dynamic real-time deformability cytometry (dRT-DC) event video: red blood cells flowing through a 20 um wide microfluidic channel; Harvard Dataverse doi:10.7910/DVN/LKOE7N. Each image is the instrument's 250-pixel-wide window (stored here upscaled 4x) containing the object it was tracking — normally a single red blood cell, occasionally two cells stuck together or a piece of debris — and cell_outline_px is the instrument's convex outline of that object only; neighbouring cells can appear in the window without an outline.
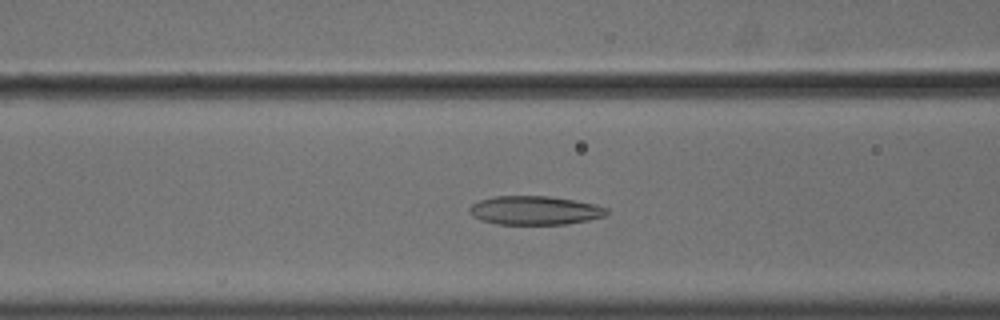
{"species": "common noctule bat (a hibernating species)", "species_latin": "Nyctalus noctula", "temperature_condition": "cold", "stored_images_in_passage": 57, "camera_frame_rate_fps": 3000, "um_per_image_px": 0.085, "animal": {"sex": "male", "body_mass_g": 18.8}, "frame": {"image": 1, "passage_image": 24, "time_ms": 7.667, "image_size_px": [1000, 320], "cell_outline_px": [[608, 212], [604, 216], [588, 220], [568, 224], [496, 224], [480, 220], [472, 216], [468, 212], [468, 208], [472, 204], [480, 200], [496, 196], [548, 196], [596, 204], [608, 208]], "centroid_in_image_um": [45.43, 17.89], "position_along_channel_um": 121.2, "area_um2": 23.06}}
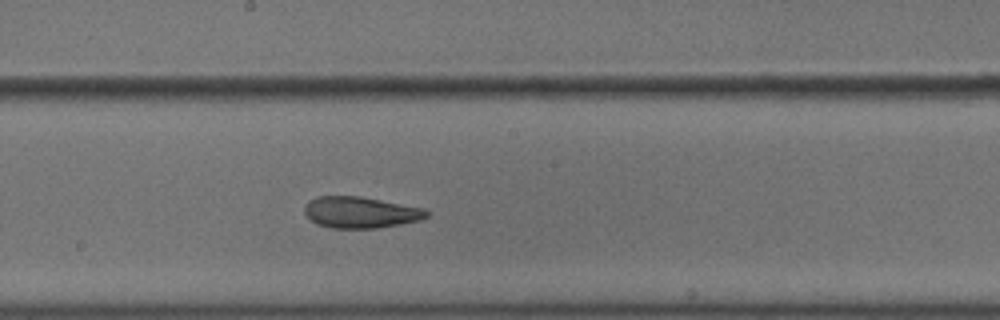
{"frame": {"image": 2, "passage_image": 32, "time_ms": 10.333, "image_size_px": [1000, 320], "cell_outline_px": [[428, 216], [420, 220], [400, 224], [376, 228], [332, 228], [316, 224], [304, 212], [304, 204], [308, 200], [316, 196], [360, 196], [424, 208], [428, 212]], "centroid_in_image_um": [30.61, 18.04], "position_along_channel_um": 217.6, "area_um2": 22.31}}
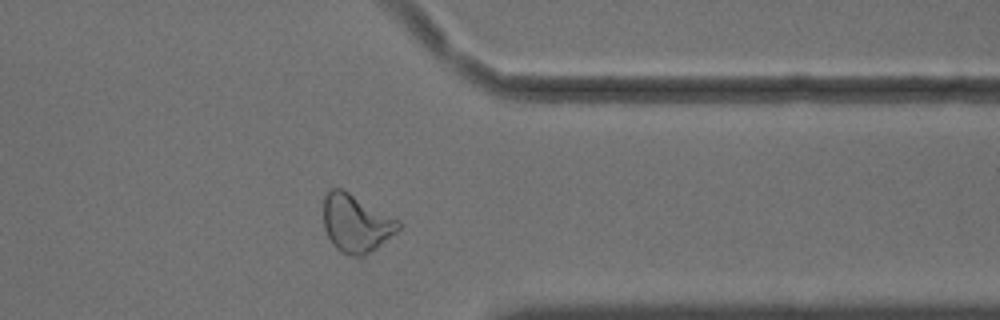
{"frame": {"image": 3, "passage_image": 46, "time_ms": 15.0, "image_size_px": [1000, 320], "cell_outline_px": [[400, 228], [396, 232], [376, 248], [364, 256], [352, 256], [340, 252], [332, 244], [324, 228], [324, 196], [332, 188], [340, 188], [348, 192], [400, 220]], "centroid_in_image_um": [30.26, 18.99], "position_along_channel_um": 381.1, "area_um2": 25.03}, "authors_computed_cell_mechanics": {"area_um2": 25.3742, "velocity_mm_per_s": 3.6088, "shape_relaxation_time_tau1_ms": 10.6121, "shape_relaxation_time_tau2_ms": 2.9905, "deformation_change_tau1": 0.215, "deformation_change_tau2": 0.1085}}